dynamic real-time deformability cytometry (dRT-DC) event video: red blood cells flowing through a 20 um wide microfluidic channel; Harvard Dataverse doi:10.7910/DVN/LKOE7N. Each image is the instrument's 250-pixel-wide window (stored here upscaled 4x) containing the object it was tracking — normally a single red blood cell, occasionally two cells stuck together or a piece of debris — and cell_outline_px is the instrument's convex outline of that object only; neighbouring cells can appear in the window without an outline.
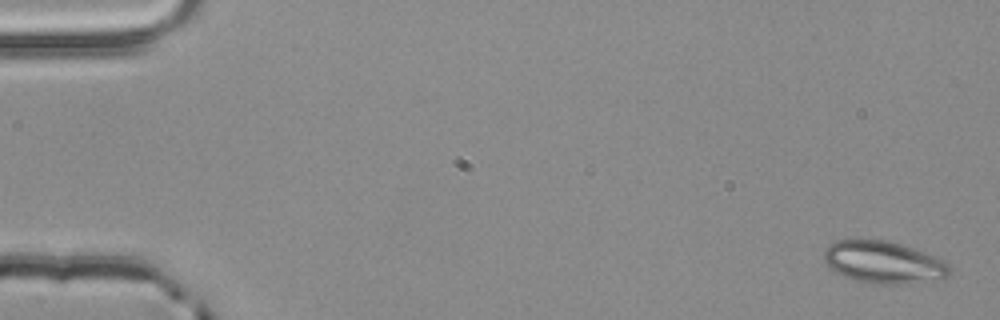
{"species": "common noctule bat (a hibernating species)", "species_latin": "Nyctalus noctula", "temperature_condition": "room temperature", "stored_images_in_passage": 3, "camera_frame_rate_fps": 3000, "um_per_image_px": 0.085, "animal": {"sex": "male", "body_mass_g": 20.4}, "frame": {"image": 1, "passage_image": 1, "time_ms": 0.0, "image_size_px": [1000, 320], "cell_outline_px": [[948, 276], [944, 280], [908, 284], [868, 284], [852, 280], [836, 272], [824, 260], [824, 248], [828, 244], [836, 240], [888, 240], [936, 256], [944, 260], [948, 264]], "centroid_in_image_um": [75.12, 22.32], "position_along_channel_um": 9.9, "area_um2": 31.27}}